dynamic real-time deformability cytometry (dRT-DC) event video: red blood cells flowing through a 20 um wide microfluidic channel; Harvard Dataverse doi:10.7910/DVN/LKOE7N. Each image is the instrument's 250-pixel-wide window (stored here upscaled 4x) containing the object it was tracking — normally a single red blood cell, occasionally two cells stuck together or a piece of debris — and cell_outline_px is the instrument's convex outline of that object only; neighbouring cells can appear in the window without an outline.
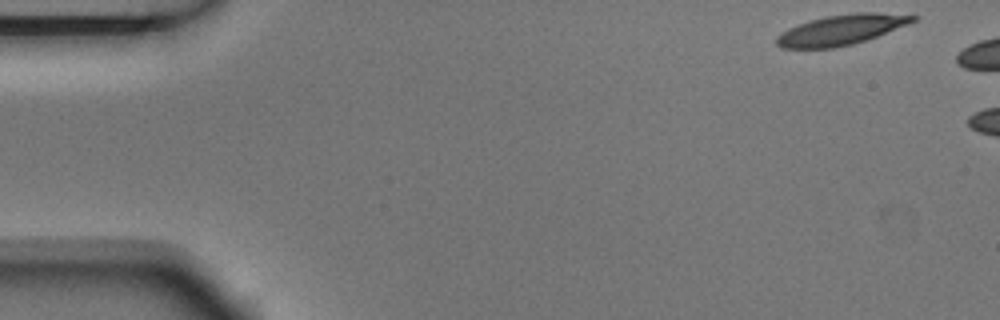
{"species": "Egyptian fruit bat (a non-hibernating species)", "species_latin": "Rousettus aegyptiacus", "temperature_condition": "room temperature", "stored_images_in_passage": 2, "camera_frame_rate_fps": 3000, "um_per_image_px": 0.085, "animal": {"sex": "male"}, "frame": {"image": 1, "passage_image": 1, "time_ms": 0.0, "image_size_px": [1000, 320], "cell_outline_px": [[920, 16], [916, 20], [908, 24], [876, 36], [852, 44], [832, 48], [780, 48], [776, 44], [776, 36], [788, 28], [812, 20], [828, 16], [856, 12], [876, 12]], "centroid_in_image_um": [71.5, 2.53], "position_along_channel_um": 13.5, "area_um2": 23.64}}